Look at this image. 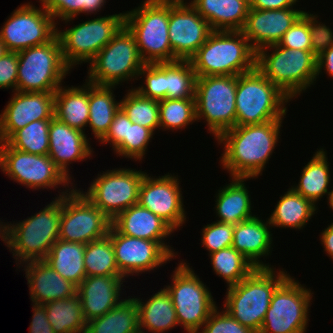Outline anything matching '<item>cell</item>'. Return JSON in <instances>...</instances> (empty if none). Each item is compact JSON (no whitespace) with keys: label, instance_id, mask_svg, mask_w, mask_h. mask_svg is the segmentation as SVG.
<instances>
[{"label":"cell","instance_id":"cell-37","mask_svg":"<svg viewBox=\"0 0 333 333\" xmlns=\"http://www.w3.org/2000/svg\"><path fill=\"white\" fill-rule=\"evenodd\" d=\"M54 333H85L87 322L78 294L44 304Z\"/></svg>","mask_w":333,"mask_h":333},{"label":"cell","instance_id":"cell-58","mask_svg":"<svg viewBox=\"0 0 333 333\" xmlns=\"http://www.w3.org/2000/svg\"><path fill=\"white\" fill-rule=\"evenodd\" d=\"M331 192H330V195H329V198H328V205H330V207L329 208H331L332 210H333V189L332 190H330Z\"/></svg>","mask_w":333,"mask_h":333},{"label":"cell","instance_id":"cell-14","mask_svg":"<svg viewBox=\"0 0 333 333\" xmlns=\"http://www.w3.org/2000/svg\"><path fill=\"white\" fill-rule=\"evenodd\" d=\"M146 172L119 168L97 174L87 192L81 191L111 221L138 204L139 190Z\"/></svg>","mask_w":333,"mask_h":333},{"label":"cell","instance_id":"cell-42","mask_svg":"<svg viewBox=\"0 0 333 333\" xmlns=\"http://www.w3.org/2000/svg\"><path fill=\"white\" fill-rule=\"evenodd\" d=\"M120 108L132 123L149 128L154 133L157 129H160L159 101L145 98L131 88L123 99L120 100Z\"/></svg>","mask_w":333,"mask_h":333},{"label":"cell","instance_id":"cell-19","mask_svg":"<svg viewBox=\"0 0 333 333\" xmlns=\"http://www.w3.org/2000/svg\"><path fill=\"white\" fill-rule=\"evenodd\" d=\"M108 236L112 241L119 272L124 278L150 272L174 259V256L158 241L123 235L112 225Z\"/></svg>","mask_w":333,"mask_h":333},{"label":"cell","instance_id":"cell-28","mask_svg":"<svg viewBox=\"0 0 333 333\" xmlns=\"http://www.w3.org/2000/svg\"><path fill=\"white\" fill-rule=\"evenodd\" d=\"M190 4L213 31H241L250 9L249 0H192Z\"/></svg>","mask_w":333,"mask_h":333},{"label":"cell","instance_id":"cell-7","mask_svg":"<svg viewBox=\"0 0 333 333\" xmlns=\"http://www.w3.org/2000/svg\"><path fill=\"white\" fill-rule=\"evenodd\" d=\"M125 25L133 33L145 63L172 62L169 41V0H145L125 13Z\"/></svg>","mask_w":333,"mask_h":333},{"label":"cell","instance_id":"cell-17","mask_svg":"<svg viewBox=\"0 0 333 333\" xmlns=\"http://www.w3.org/2000/svg\"><path fill=\"white\" fill-rule=\"evenodd\" d=\"M41 7L29 2L11 13L0 30V38L7 51L19 52L43 45L57 35V23L49 11Z\"/></svg>","mask_w":333,"mask_h":333},{"label":"cell","instance_id":"cell-11","mask_svg":"<svg viewBox=\"0 0 333 333\" xmlns=\"http://www.w3.org/2000/svg\"><path fill=\"white\" fill-rule=\"evenodd\" d=\"M238 76H204L196 78V120L207 122L215 139L236 126V90Z\"/></svg>","mask_w":333,"mask_h":333},{"label":"cell","instance_id":"cell-47","mask_svg":"<svg viewBox=\"0 0 333 333\" xmlns=\"http://www.w3.org/2000/svg\"><path fill=\"white\" fill-rule=\"evenodd\" d=\"M234 225L214 221L202 229L201 246H204L209 253L219 251L232 246Z\"/></svg>","mask_w":333,"mask_h":333},{"label":"cell","instance_id":"cell-55","mask_svg":"<svg viewBox=\"0 0 333 333\" xmlns=\"http://www.w3.org/2000/svg\"><path fill=\"white\" fill-rule=\"evenodd\" d=\"M322 70L326 71V74L333 78V45L327 50L323 51L317 56V76L319 77Z\"/></svg>","mask_w":333,"mask_h":333},{"label":"cell","instance_id":"cell-46","mask_svg":"<svg viewBox=\"0 0 333 333\" xmlns=\"http://www.w3.org/2000/svg\"><path fill=\"white\" fill-rule=\"evenodd\" d=\"M144 76V85H140L136 90L141 96L156 101L165 99L164 84V62L145 63L139 72L140 78Z\"/></svg>","mask_w":333,"mask_h":333},{"label":"cell","instance_id":"cell-15","mask_svg":"<svg viewBox=\"0 0 333 333\" xmlns=\"http://www.w3.org/2000/svg\"><path fill=\"white\" fill-rule=\"evenodd\" d=\"M74 187L62 195L59 239L88 244L107 236L111 220Z\"/></svg>","mask_w":333,"mask_h":333},{"label":"cell","instance_id":"cell-45","mask_svg":"<svg viewBox=\"0 0 333 333\" xmlns=\"http://www.w3.org/2000/svg\"><path fill=\"white\" fill-rule=\"evenodd\" d=\"M153 134L154 132L151 129L132 123L128 118L127 137L114 149V153L119 155V157L141 161L146 154V149L149 142H151Z\"/></svg>","mask_w":333,"mask_h":333},{"label":"cell","instance_id":"cell-27","mask_svg":"<svg viewBox=\"0 0 333 333\" xmlns=\"http://www.w3.org/2000/svg\"><path fill=\"white\" fill-rule=\"evenodd\" d=\"M269 220L263 221L257 215L234 225L232 247L240 252L256 268H271L260 260L271 252L272 233Z\"/></svg>","mask_w":333,"mask_h":333},{"label":"cell","instance_id":"cell-35","mask_svg":"<svg viewBox=\"0 0 333 333\" xmlns=\"http://www.w3.org/2000/svg\"><path fill=\"white\" fill-rule=\"evenodd\" d=\"M114 87L95 85L89 82V126L99 141L108 131L115 114L120 109L116 101ZM113 89V90H112Z\"/></svg>","mask_w":333,"mask_h":333},{"label":"cell","instance_id":"cell-56","mask_svg":"<svg viewBox=\"0 0 333 333\" xmlns=\"http://www.w3.org/2000/svg\"><path fill=\"white\" fill-rule=\"evenodd\" d=\"M321 244L328 257L333 260V223L328 225L320 235Z\"/></svg>","mask_w":333,"mask_h":333},{"label":"cell","instance_id":"cell-30","mask_svg":"<svg viewBox=\"0 0 333 333\" xmlns=\"http://www.w3.org/2000/svg\"><path fill=\"white\" fill-rule=\"evenodd\" d=\"M54 117L85 132L89 122V82L81 87L62 85L54 93Z\"/></svg>","mask_w":333,"mask_h":333},{"label":"cell","instance_id":"cell-39","mask_svg":"<svg viewBox=\"0 0 333 333\" xmlns=\"http://www.w3.org/2000/svg\"><path fill=\"white\" fill-rule=\"evenodd\" d=\"M84 265L86 277L123 276L119 272L112 241L108 235L86 244Z\"/></svg>","mask_w":333,"mask_h":333},{"label":"cell","instance_id":"cell-1","mask_svg":"<svg viewBox=\"0 0 333 333\" xmlns=\"http://www.w3.org/2000/svg\"><path fill=\"white\" fill-rule=\"evenodd\" d=\"M282 122L235 126L216 138L219 144H224L220 162L230 177L262 175L281 136Z\"/></svg>","mask_w":333,"mask_h":333},{"label":"cell","instance_id":"cell-24","mask_svg":"<svg viewBox=\"0 0 333 333\" xmlns=\"http://www.w3.org/2000/svg\"><path fill=\"white\" fill-rule=\"evenodd\" d=\"M123 280V276H91L83 279L77 294L86 322L103 316L124 300L120 299Z\"/></svg>","mask_w":333,"mask_h":333},{"label":"cell","instance_id":"cell-22","mask_svg":"<svg viewBox=\"0 0 333 333\" xmlns=\"http://www.w3.org/2000/svg\"><path fill=\"white\" fill-rule=\"evenodd\" d=\"M303 13V10L293 7L280 10L250 8L241 32L257 52L263 47L277 44Z\"/></svg>","mask_w":333,"mask_h":333},{"label":"cell","instance_id":"cell-44","mask_svg":"<svg viewBox=\"0 0 333 333\" xmlns=\"http://www.w3.org/2000/svg\"><path fill=\"white\" fill-rule=\"evenodd\" d=\"M42 6L49 11L54 20L59 18L65 23L81 13L92 14L99 12L106 0H40Z\"/></svg>","mask_w":333,"mask_h":333},{"label":"cell","instance_id":"cell-33","mask_svg":"<svg viewBox=\"0 0 333 333\" xmlns=\"http://www.w3.org/2000/svg\"><path fill=\"white\" fill-rule=\"evenodd\" d=\"M317 205L296 193L292 188L280 196L275 209L268 218L271 227L302 229L317 213Z\"/></svg>","mask_w":333,"mask_h":333},{"label":"cell","instance_id":"cell-8","mask_svg":"<svg viewBox=\"0 0 333 333\" xmlns=\"http://www.w3.org/2000/svg\"><path fill=\"white\" fill-rule=\"evenodd\" d=\"M18 53L16 91L50 92L63 85L70 68L62 57L61 43L56 35L50 42Z\"/></svg>","mask_w":333,"mask_h":333},{"label":"cell","instance_id":"cell-9","mask_svg":"<svg viewBox=\"0 0 333 333\" xmlns=\"http://www.w3.org/2000/svg\"><path fill=\"white\" fill-rule=\"evenodd\" d=\"M144 65L136 39L124 24L90 62L87 81L95 85L118 86L132 78L137 80Z\"/></svg>","mask_w":333,"mask_h":333},{"label":"cell","instance_id":"cell-16","mask_svg":"<svg viewBox=\"0 0 333 333\" xmlns=\"http://www.w3.org/2000/svg\"><path fill=\"white\" fill-rule=\"evenodd\" d=\"M0 169L16 183L32 189L69 188L73 183L47 155H34L12 148L7 142H0Z\"/></svg>","mask_w":333,"mask_h":333},{"label":"cell","instance_id":"cell-21","mask_svg":"<svg viewBox=\"0 0 333 333\" xmlns=\"http://www.w3.org/2000/svg\"><path fill=\"white\" fill-rule=\"evenodd\" d=\"M14 94V95H13ZM1 112L0 142L35 120L54 117V93L14 91Z\"/></svg>","mask_w":333,"mask_h":333},{"label":"cell","instance_id":"cell-25","mask_svg":"<svg viewBox=\"0 0 333 333\" xmlns=\"http://www.w3.org/2000/svg\"><path fill=\"white\" fill-rule=\"evenodd\" d=\"M111 225L121 234L145 240L160 242L174 257H177L174 248L165 243V238L174 230L160 217L154 215L149 209L139 204L133 205L112 221ZM163 240V241H162Z\"/></svg>","mask_w":333,"mask_h":333},{"label":"cell","instance_id":"cell-26","mask_svg":"<svg viewBox=\"0 0 333 333\" xmlns=\"http://www.w3.org/2000/svg\"><path fill=\"white\" fill-rule=\"evenodd\" d=\"M24 264L32 303L44 305L77 294L78 287L59 275L46 261H29Z\"/></svg>","mask_w":333,"mask_h":333},{"label":"cell","instance_id":"cell-40","mask_svg":"<svg viewBox=\"0 0 333 333\" xmlns=\"http://www.w3.org/2000/svg\"><path fill=\"white\" fill-rule=\"evenodd\" d=\"M208 255L213 271L225 280L227 287L239 283L256 268L232 246Z\"/></svg>","mask_w":333,"mask_h":333},{"label":"cell","instance_id":"cell-38","mask_svg":"<svg viewBox=\"0 0 333 333\" xmlns=\"http://www.w3.org/2000/svg\"><path fill=\"white\" fill-rule=\"evenodd\" d=\"M196 78L190 60L164 62L165 99H195Z\"/></svg>","mask_w":333,"mask_h":333},{"label":"cell","instance_id":"cell-29","mask_svg":"<svg viewBox=\"0 0 333 333\" xmlns=\"http://www.w3.org/2000/svg\"><path fill=\"white\" fill-rule=\"evenodd\" d=\"M232 181L217 192L216 216L218 222L236 225L253 218L251 196L245 185L246 180L253 177H231Z\"/></svg>","mask_w":333,"mask_h":333},{"label":"cell","instance_id":"cell-51","mask_svg":"<svg viewBox=\"0 0 333 333\" xmlns=\"http://www.w3.org/2000/svg\"><path fill=\"white\" fill-rule=\"evenodd\" d=\"M18 70V53L6 52L0 58V89L13 88L16 91Z\"/></svg>","mask_w":333,"mask_h":333},{"label":"cell","instance_id":"cell-6","mask_svg":"<svg viewBox=\"0 0 333 333\" xmlns=\"http://www.w3.org/2000/svg\"><path fill=\"white\" fill-rule=\"evenodd\" d=\"M289 101L256 67L242 73L238 75L236 90V126L283 120Z\"/></svg>","mask_w":333,"mask_h":333},{"label":"cell","instance_id":"cell-36","mask_svg":"<svg viewBox=\"0 0 333 333\" xmlns=\"http://www.w3.org/2000/svg\"><path fill=\"white\" fill-rule=\"evenodd\" d=\"M85 333H140L134 298L128 297L103 316L88 321Z\"/></svg>","mask_w":333,"mask_h":333},{"label":"cell","instance_id":"cell-50","mask_svg":"<svg viewBox=\"0 0 333 333\" xmlns=\"http://www.w3.org/2000/svg\"><path fill=\"white\" fill-rule=\"evenodd\" d=\"M303 15L309 20L312 52L316 56H319L323 51L333 45V30L322 22H319L317 15L309 14L306 11H304Z\"/></svg>","mask_w":333,"mask_h":333},{"label":"cell","instance_id":"cell-3","mask_svg":"<svg viewBox=\"0 0 333 333\" xmlns=\"http://www.w3.org/2000/svg\"><path fill=\"white\" fill-rule=\"evenodd\" d=\"M274 269L255 268L242 281L227 288L223 309L255 333L260 332L274 291L289 276L283 269Z\"/></svg>","mask_w":333,"mask_h":333},{"label":"cell","instance_id":"cell-43","mask_svg":"<svg viewBox=\"0 0 333 333\" xmlns=\"http://www.w3.org/2000/svg\"><path fill=\"white\" fill-rule=\"evenodd\" d=\"M196 120L195 99H164L159 101L160 129L179 130Z\"/></svg>","mask_w":333,"mask_h":333},{"label":"cell","instance_id":"cell-12","mask_svg":"<svg viewBox=\"0 0 333 333\" xmlns=\"http://www.w3.org/2000/svg\"><path fill=\"white\" fill-rule=\"evenodd\" d=\"M124 24L125 12L89 19L65 31L58 29L65 64L72 69L77 64L90 63Z\"/></svg>","mask_w":333,"mask_h":333},{"label":"cell","instance_id":"cell-52","mask_svg":"<svg viewBox=\"0 0 333 333\" xmlns=\"http://www.w3.org/2000/svg\"><path fill=\"white\" fill-rule=\"evenodd\" d=\"M128 116L120 108L115 114L107 133L99 140L102 144L110 143L114 150L127 137Z\"/></svg>","mask_w":333,"mask_h":333},{"label":"cell","instance_id":"cell-13","mask_svg":"<svg viewBox=\"0 0 333 333\" xmlns=\"http://www.w3.org/2000/svg\"><path fill=\"white\" fill-rule=\"evenodd\" d=\"M312 294L289 275L274 291L259 333H306Z\"/></svg>","mask_w":333,"mask_h":333},{"label":"cell","instance_id":"cell-34","mask_svg":"<svg viewBox=\"0 0 333 333\" xmlns=\"http://www.w3.org/2000/svg\"><path fill=\"white\" fill-rule=\"evenodd\" d=\"M324 150L321 148L313 154L312 159L302 169L298 184L291 186L296 193L310 200L314 205L325 194L328 195V199L331 192L328 190L331 181L330 168Z\"/></svg>","mask_w":333,"mask_h":333},{"label":"cell","instance_id":"cell-20","mask_svg":"<svg viewBox=\"0 0 333 333\" xmlns=\"http://www.w3.org/2000/svg\"><path fill=\"white\" fill-rule=\"evenodd\" d=\"M178 175L169 173L157 178L145 174L139 190L138 204L165 221L174 231L186 222Z\"/></svg>","mask_w":333,"mask_h":333},{"label":"cell","instance_id":"cell-41","mask_svg":"<svg viewBox=\"0 0 333 333\" xmlns=\"http://www.w3.org/2000/svg\"><path fill=\"white\" fill-rule=\"evenodd\" d=\"M51 119L35 120L17 130L6 142L19 151L34 155H47Z\"/></svg>","mask_w":333,"mask_h":333},{"label":"cell","instance_id":"cell-5","mask_svg":"<svg viewBox=\"0 0 333 333\" xmlns=\"http://www.w3.org/2000/svg\"><path fill=\"white\" fill-rule=\"evenodd\" d=\"M256 68L291 100L318 78L317 56L312 50H293L278 43L256 52Z\"/></svg>","mask_w":333,"mask_h":333},{"label":"cell","instance_id":"cell-18","mask_svg":"<svg viewBox=\"0 0 333 333\" xmlns=\"http://www.w3.org/2000/svg\"><path fill=\"white\" fill-rule=\"evenodd\" d=\"M213 32L210 24L184 0H169L172 62L190 60Z\"/></svg>","mask_w":333,"mask_h":333},{"label":"cell","instance_id":"cell-2","mask_svg":"<svg viewBox=\"0 0 333 333\" xmlns=\"http://www.w3.org/2000/svg\"><path fill=\"white\" fill-rule=\"evenodd\" d=\"M71 190L65 189L44 209L22 222L8 224L0 220V238L12 251L16 262L22 264L21 267L29 261L45 260L52 245L59 239L62 195Z\"/></svg>","mask_w":333,"mask_h":333},{"label":"cell","instance_id":"cell-48","mask_svg":"<svg viewBox=\"0 0 333 333\" xmlns=\"http://www.w3.org/2000/svg\"><path fill=\"white\" fill-rule=\"evenodd\" d=\"M198 333H255L248 327L241 325L225 310L221 313L218 307L211 313L208 320Z\"/></svg>","mask_w":333,"mask_h":333},{"label":"cell","instance_id":"cell-57","mask_svg":"<svg viewBox=\"0 0 333 333\" xmlns=\"http://www.w3.org/2000/svg\"><path fill=\"white\" fill-rule=\"evenodd\" d=\"M8 52L4 43L1 41V38H0V58L6 53Z\"/></svg>","mask_w":333,"mask_h":333},{"label":"cell","instance_id":"cell-53","mask_svg":"<svg viewBox=\"0 0 333 333\" xmlns=\"http://www.w3.org/2000/svg\"><path fill=\"white\" fill-rule=\"evenodd\" d=\"M33 316L29 333H54V330L47 318L46 308L43 304L33 303Z\"/></svg>","mask_w":333,"mask_h":333},{"label":"cell","instance_id":"cell-31","mask_svg":"<svg viewBox=\"0 0 333 333\" xmlns=\"http://www.w3.org/2000/svg\"><path fill=\"white\" fill-rule=\"evenodd\" d=\"M138 306L139 331L151 333H164L174 326H178L176 311L172 298L165 288L153 294L147 301L135 298Z\"/></svg>","mask_w":333,"mask_h":333},{"label":"cell","instance_id":"cell-4","mask_svg":"<svg viewBox=\"0 0 333 333\" xmlns=\"http://www.w3.org/2000/svg\"><path fill=\"white\" fill-rule=\"evenodd\" d=\"M190 61L196 77L238 76L256 67V51L241 31H213Z\"/></svg>","mask_w":333,"mask_h":333},{"label":"cell","instance_id":"cell-10","mask_svg":"<svg viewBox=\"0 0 333 333\" xmlns=\"http://www.w3.org/2000/svg\"><path fill=\"white\" fill-rule=\"evenodd\" d=\"M187 264L180 261L171 284L164 288L172 298L178 324L188 333H198L217 306L209 288Z\"/></svg>","mask_w":333,"mask_h":333},{"label":"cell","instance_id":"cell-54","mask_svg":"<svg viewBox=\"0 0 333 333\" xmlns=\"http://www.w3.org/2000/svg\"><path fill=\"white\" fill-rule=\"evenodd\" d=\"M298 0H249L250 8L257 10H280L294 7Z\"/></svg>","mask_w":333,"mask_h":333},{"label":"cell","instance_id":"cell-23","mask_svg":"<svg viewBox=\"0 0 333 333\" xmlns=\"http://www.w3.org/2000/svg\"><path fill=\"white\" fill-rule=\"evenodd\" d=\"M93 150L85 132L72 128L53 117L49 126L48 156L63 174L71 179L69 165L90 158Z\"/></svg>","mask_w":333,"mask_h":333},{"label":"cell","instance_id":"cell-32","mask_svg":"<svg viewBox=\"0 0 333 333\" xmlns=\"http://www.w3.org/2000/svg\"><path fill=\"white\" fill-rule=\"evenodd\" d=\"M86 244L58 239L44 261L59 275L77 287L86 277L84 254Z\"/></svg>","mask_w":333,"mask_h":333},{"label":"cell","instance_id":"cell-49","mask_svg":"<svg viewBox=\"0 0 333 333\" xmlns=\"http://www.w3.org/2000/svg\"><path fill=\"white\" fill-rule=\"evenodd\" d=\"M278 44L285 48L312 50L309 20L302 15L283 35Z\"/></svg>","mask_w":333,"mask_h":333},{"label":"cell","instance_id":"cell-59","mask_svg":"<svg viewBox=\"0 0 333 333\" xmlns=\"http://www.w3.org/2000/svg\"><path fill=\"white\" fill-rule=\"evenodd\" d=\"M0 133H1V114H0Z\"/></svg>","mask_w":333,"mask_h":333}]
</instances>
